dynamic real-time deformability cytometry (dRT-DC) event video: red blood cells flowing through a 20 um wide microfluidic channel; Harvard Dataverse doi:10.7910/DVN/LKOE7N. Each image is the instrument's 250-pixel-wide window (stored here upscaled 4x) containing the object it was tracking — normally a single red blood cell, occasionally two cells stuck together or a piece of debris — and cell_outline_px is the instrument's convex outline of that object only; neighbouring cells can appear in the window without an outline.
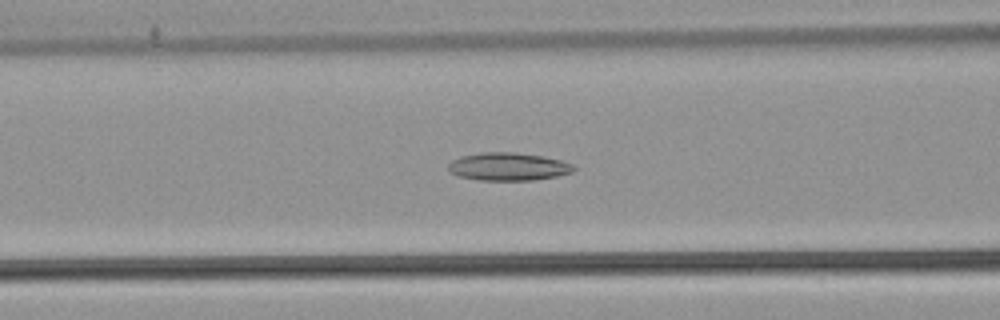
{"species": "common noctule bat (a hibernating species)", "species_latin": "Nyctalus noctula", "temperature_condition": "warm", "stored_images_in_passage": 45, "camera_frame_rate_fps": 3000, "um_per_image_px": 0.085, "animal": {"sex": "male", "body_mass_g": 21.5, "forearm_length_mm": 52.0}, "frame": {"image": 1, "passage_image": 17, "time_ms": 5.333, "image_size_px": [1000, 320], "cell_outline_px": [[576, 168], [572, 172], [556, 176], [532, 180], [480, 180], [456, 176], [448, 172], [448, 164], [452, 160], [460, 156], [480, 152], [516, 152], [544, 156], [560, 160], [572, 164]], "centroid_in_image_um": [43.15, 14.15], "position_along_channel_um": 123.4, "area_um2": 20.58}}
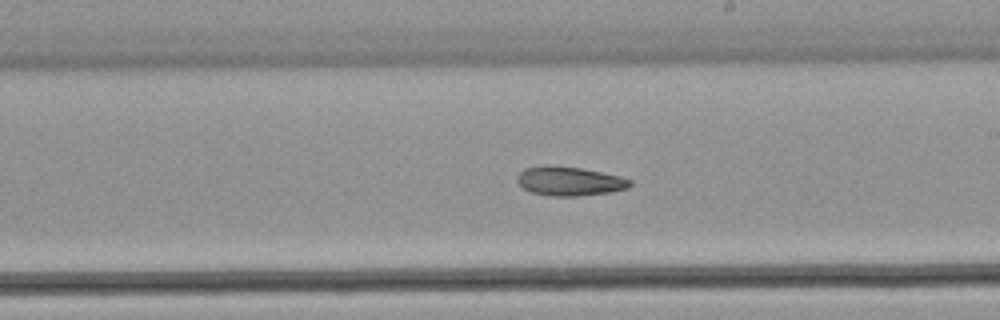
{"frame": {"image": 2, "passage_image": 26, "time_ms": 8.333, "image_size_px": [1000, 320], "cell_outline_px": [[632, 184], [628, 188], [608, 192], [576, 196], [548, 196], [532, 192], [524, 188], [516, 180], [516, 176], [524, 168], [548, 164], [580, 168], [620, 176], [632, 180]], "centroid_in_image_um": [48.38, 15.39], "position_along_channel_um": 240.6, "area_um2": 19.13}}
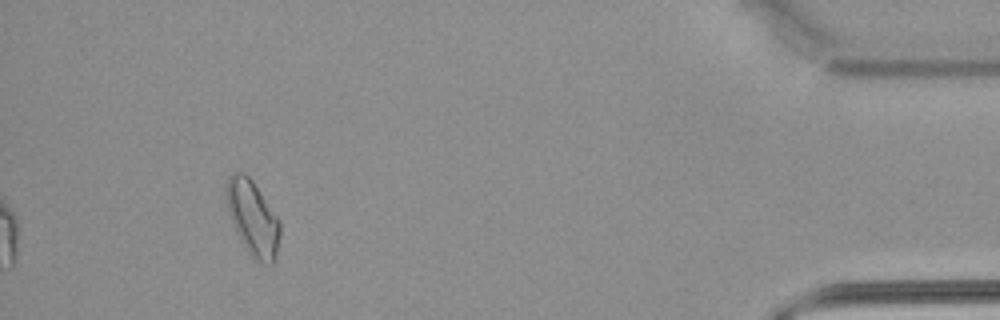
{"frame": {"image": 3, "passage_image": 44, "time_ms": 14.333, "image_size_px": [1000, 320], "cell_outline_px": [[280, 236], [276, 252], [272, 264], [264, 264], [252, 256], [248, 252], [240, 240], [236, 232], [228, 212], [224, 192], [224, 184], [228, 176], [232, 172], [244, 172], [252, 180], [280, 220]], "centroid_in_image_um": [21.44, 18.48], "position_along_channel_um": 413.8, "area_um2": 23.58}}